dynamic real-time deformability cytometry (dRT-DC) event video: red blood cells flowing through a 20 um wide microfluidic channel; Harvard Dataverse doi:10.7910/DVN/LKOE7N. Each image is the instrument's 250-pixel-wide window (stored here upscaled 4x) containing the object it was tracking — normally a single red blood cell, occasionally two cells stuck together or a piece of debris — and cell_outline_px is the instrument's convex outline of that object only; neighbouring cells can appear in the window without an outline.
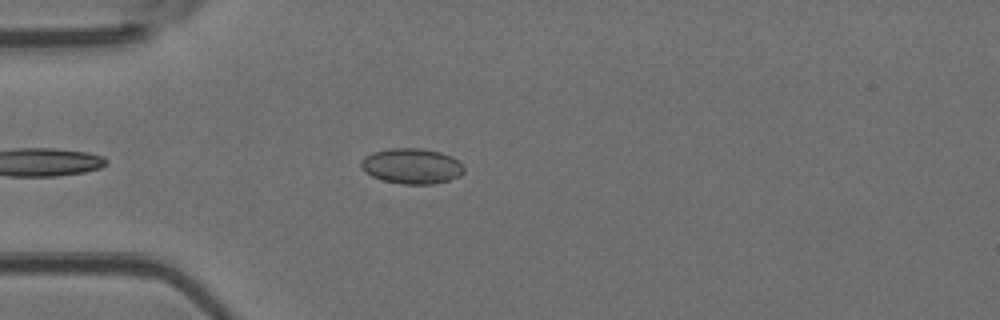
{"species": "Egyptian fruit bat (a non-hibernating species)", "species_latin": "Rousettus aegyptiacus", "temperature_condition": "room temperature", "stored_images_in_passage": 36, "camera_frame_rate_fps": 3000, "um_per_image_px": 0.085, "animal": {"sex": "female"}, "frame": {"image": 1, "passage_image": 2, "time_ms": 0.333, "image_size_px": [1000, 320], "cell_outline_px": [[464, 172], [460, 176], [448, 180], [432, 184], [400, 184], [384, 180], [372, 176], [364, 172], [360, 168], [360, 160], [364, 156], [372, 152], [392, 148], [420, 148], [440, 152], [452, 156], [464, 164]], "centroid_in_image_um": [34.99, 14.11], "position_along_channel_um": 50.0, "area_um2": 21.5}}
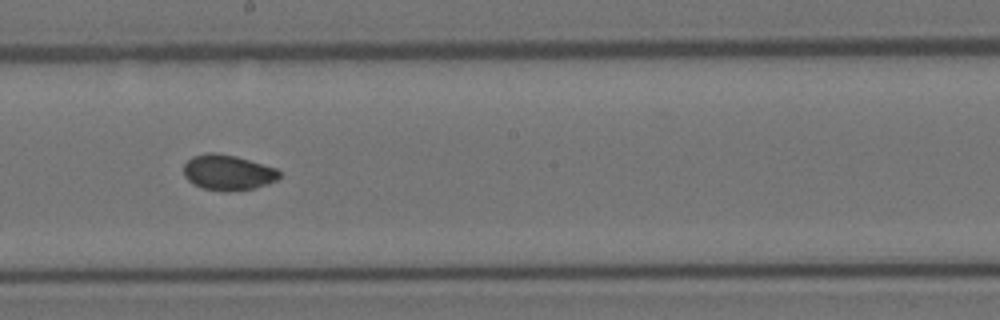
{"frame": {"image": 2, "passage_image": 16, "time_ms": 5.0, "image_size_px": [1000, 320], "cell_outline_px": [[280, 176], [276, 180], [268, 184], [252, 188], [228, 192], [204, 188], [192, 184], [184, 176], [184, 164], [192, 156], [208, 152], [216, 152], [236, 156], [276, 168], [280, 172]], "centroid_in_image_um": [19.35, 14.65], "position_along_channel_um": 228.8, "area_um2": 19.77}}
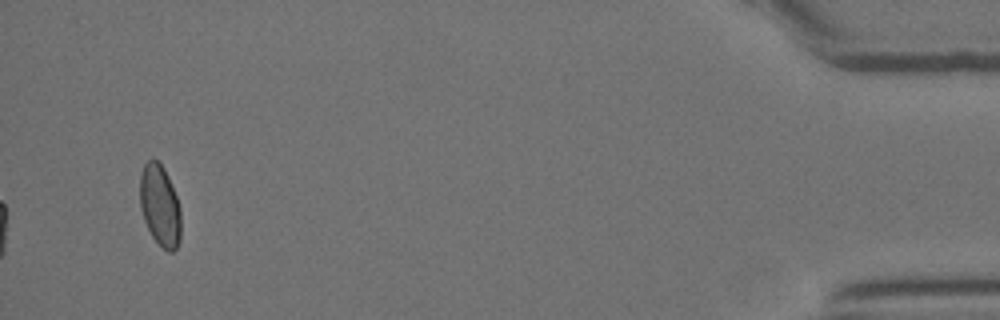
{"frame": {"image": 3, "passage_image": 36, "time_ms": 11.667, "image_size_px": [1000, 320], "cell_outline_px": [[180, 240], [176, 248], [172, 252], [168, 252], [152, 236], [144, 220], [140, 208], [140, 172], [144, 164], [148, 160], [156, 160], [164, 168], [168, 176], [176, 196], [180, 208]], "centroid_in_image_um": [13.58, 17.46], "position_along_channel_um": 421.6, "area_um2": 19.31}, "authors_computed_cell_mechanics": {"area_um2": 19.8254, "velocity_mm_per_s": 4.081, "shape_relaxation_time_tau1_ms": 6.8771, "shape_relaxation_time_tau2_ms": 1.4966, "deformation_change_tau1": 0.0928, "deformation_change_tau2": 0.0284}}